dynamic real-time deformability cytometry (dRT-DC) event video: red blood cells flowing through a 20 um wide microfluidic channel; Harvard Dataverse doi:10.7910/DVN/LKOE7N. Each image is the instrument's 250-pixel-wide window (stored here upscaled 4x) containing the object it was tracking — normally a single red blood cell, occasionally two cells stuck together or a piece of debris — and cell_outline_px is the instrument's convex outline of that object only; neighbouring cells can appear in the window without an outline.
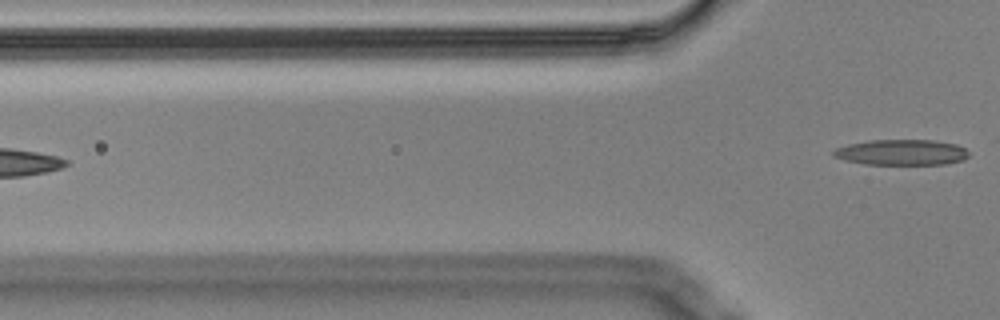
{"species": "Egyptian fruit bat (a non-hibernating species)", "species_latin": "Rousettus aegyptiacus", "temperature_condition": "cold", "stored_images_in_passage": 7, "camera_frame_rate_fps": 3000, "um_per_image_px": 0.085, "animal": {"sex": "male"}, "frame": {"image": 1, "passage_image": 7, "time_ms": 2.0, "image_size_px": [1000, 320], "cell_outline_px": [[968, 156], [964, 160], [944, 164], [864, 164], [844, 160], [832, 156], [832, 152], [836, 148], [848, 144], [868, 140], [932, 140], [956, 144], [964, 148], [968, 152]], "centroid_in_image_um": [76.6, 12.95], "position_along_channel_um": 49.2, "area_um2": 20.23}}